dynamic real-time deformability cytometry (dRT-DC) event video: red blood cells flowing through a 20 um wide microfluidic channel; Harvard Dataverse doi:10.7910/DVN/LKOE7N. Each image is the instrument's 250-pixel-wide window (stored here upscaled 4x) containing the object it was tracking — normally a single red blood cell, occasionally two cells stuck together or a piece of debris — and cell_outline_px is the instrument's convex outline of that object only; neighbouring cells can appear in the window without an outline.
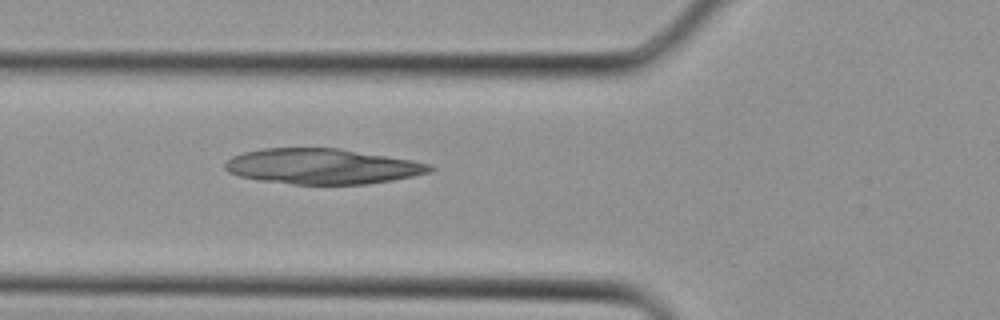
{"species": "Egyptian fruit bat (a non-hibernating species)", "species_latin": "Rousettus aegyptiacus", "temperature_condition": "cold", "stored_images_in_passage": 5, "camera_frame_rate_fps": 3000, "um_per_image_px": 0.085, "animal": {"sex": "female"}, "frame": {"image": 1, "passage_image": 5, "time_ms": 1.333, "image_size_px": [1000, 320], "cell_outline_px": [[436, 168], [432, 172], [392, 180], [364, 184], [292, 184], [260, 180], [240, 176], [228, 172], [224, 168], [224, 164], [232, 156], [244, 152], [260, 148], [336, 148], [408, 160], [428, 164]], "centroid_in_image_um": [27.33, 14.14], "position_along_channel_um": 98.5, "area_um2": 41.79}}